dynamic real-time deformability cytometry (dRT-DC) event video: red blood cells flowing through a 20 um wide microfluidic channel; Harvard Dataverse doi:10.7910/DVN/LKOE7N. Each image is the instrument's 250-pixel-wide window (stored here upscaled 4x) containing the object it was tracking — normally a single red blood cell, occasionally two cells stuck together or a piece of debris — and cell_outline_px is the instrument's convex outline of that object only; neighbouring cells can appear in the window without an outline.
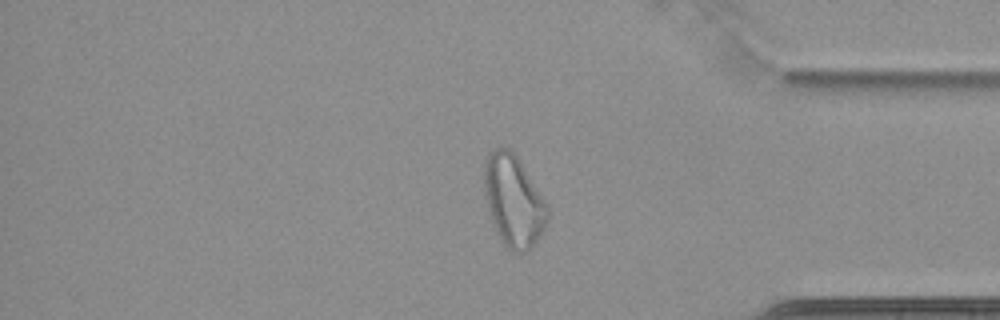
{"species": "common noctule bat (a hibernating species)", "species_latin": "Nyctalus noctula", "temperature_condition": "cold", "stored_images_in_passage": 70, "camera_frame_rate_fps": 3000, "um_per_image_px": 0.085, "animal": {"sex": "female", "body_mass_g": 22.7, "forearm_length_mm": 54.2}, "frame": {"image": 1, "passage_image": 60, "time_ms": 19.667, "image_size_px": [1000, 320], "cell_outline_px": [[548, 220], [540, 236], [532, 248], [520, 256], [512, 252], [500, 240], [492, 224], [488, 212], [484, 196], [484, 160], [488, 152], [492, 148], [508, 148], [520, 160], [548, 204]], "centroid_in_image_um": [43.64, 17.1], "position_along_channel_um": 391.6, "area_um2": 34.51}}